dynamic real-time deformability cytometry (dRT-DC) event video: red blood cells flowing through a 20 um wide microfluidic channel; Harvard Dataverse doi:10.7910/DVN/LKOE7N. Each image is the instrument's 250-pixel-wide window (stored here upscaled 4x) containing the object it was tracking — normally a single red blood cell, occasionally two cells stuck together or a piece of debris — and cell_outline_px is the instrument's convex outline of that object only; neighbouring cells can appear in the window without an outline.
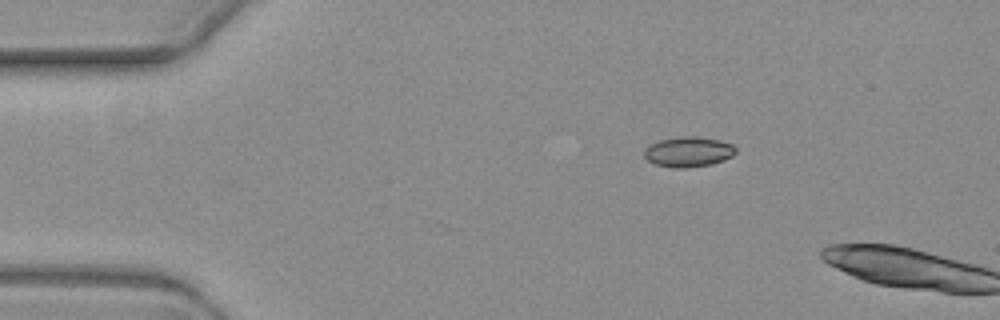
{"species": "common noctule bat (a hibernating species)", "species_latin": "Nyctalus noctula", "temperature_condition": "warm", "stored_images_in_passage": 2, "camera_frame_rate_fps": 3000, "um_per_image_px": 0.085, "animal": {"sex": "female", "body_mass_g": 19.3, "forearm_length_mm": 54.1}, "frame": {"image": 1, "passage_image": 1, "time_ms": 0.0, "image_size_px": [1000, 320], "cell_outline_px": [[736, 152], [732, 156], [724, 160], [708, 164], [684, 168], [676, 168], [656, 164], [648, 160], [644, 156], [644, 148], [648, 144], [660, 140], [684, 136], [692, 136], [720, 140], [732, 144], [736, 148]], "centroid_in_image_um": [58.5, 12.89], "position_along_channel_um": 26.5, "area_um2": 15.95}}